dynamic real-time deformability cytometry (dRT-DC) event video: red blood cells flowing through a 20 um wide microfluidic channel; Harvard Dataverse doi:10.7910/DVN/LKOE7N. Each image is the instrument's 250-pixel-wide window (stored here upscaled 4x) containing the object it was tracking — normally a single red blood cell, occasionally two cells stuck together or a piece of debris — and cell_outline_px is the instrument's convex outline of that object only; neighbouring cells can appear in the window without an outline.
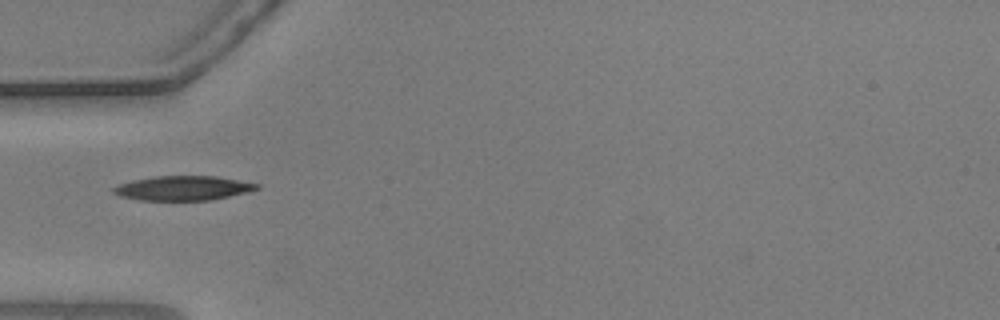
{"species": "common noctule bat (a hibernating species)", "species_latin": "Nyctalus noctula", "temperature_condition": "warm", "stored_images_in_passage": 38, "camera_frame_rate_fps": 3000, "um_per_image_px": 0.085, "animal": {"sex": "male", "body_mass_g": 20.5, "forearm_length_mm": 52.5}, "frame": {"image": 1, "passage_image": 1, "time_ms": 0.0, "image_size_px": [1000, 320], "cell_outline_px": [[260, 188], [248, 192], [212, 200], [140, 200], [120, 196], [112, 192], [112, 188], [120, 184], [132, 180], [156, 176], [216, 176], [260, 184]], "centroid_in_image_um": [15.57, 15.99], "position_along_channel_um": 69.4, "area_um2": 20.4}}
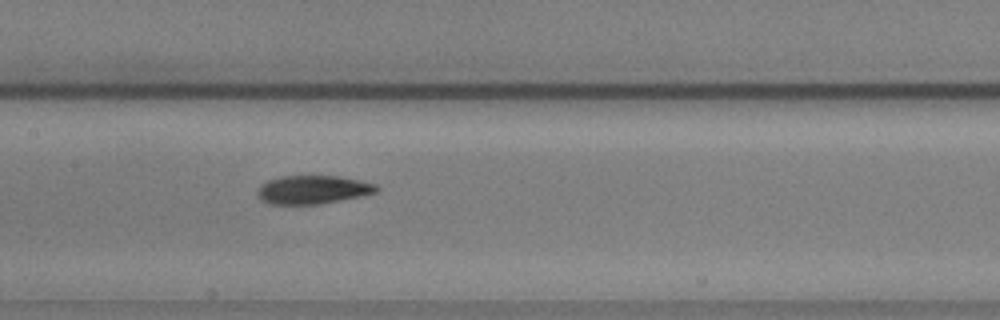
{"frame": {"image": 2, "passage_image": 10, "time_ms": 3.0, "image_size_px": [1000, 320], "cell_outline_px": [[380, 188], [376, 192], [364, 196], [320, 204], [268, 204], [256, 192], [260, 184], [268, 180], [280, 176], [340, 176], [360, 180], [376, 184]], "centroid_in_image_um": [26.63, 16.12], "position_along_channel_um": 180.8, "area_um2": 19.88}}
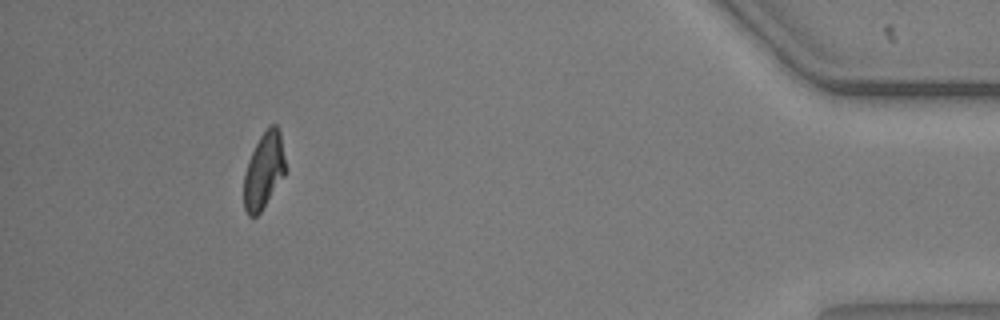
{"frame": {"image": 3, "passage_image": 34, "time_ms": 11.0, "image_size_px": [1000, 320], "cell_outline_px": [[284, 176], [260, 212], [256, 216], [248, 216], [244, 208], [244, 172], [248, 160], [260, 136], [268, 124], [276, 124], [280, 132], [284, 156]], "centroid_in_image_um": [22.4, 14.48], "position_along_channel_um": 412.8, "area_um2": 18.26}, "authors_computed_cell_mechanics": {"area_um2": 19.941, "velocity_mm_per_s": 3.6683, "shape_relaxation_time_tau1_ms": 7.9296, "shape_relaxation_time_tau2_ms": 2.5794, "deformation_change_tau1": 0.2129, "deformation_change_tau2": 0.0815}}